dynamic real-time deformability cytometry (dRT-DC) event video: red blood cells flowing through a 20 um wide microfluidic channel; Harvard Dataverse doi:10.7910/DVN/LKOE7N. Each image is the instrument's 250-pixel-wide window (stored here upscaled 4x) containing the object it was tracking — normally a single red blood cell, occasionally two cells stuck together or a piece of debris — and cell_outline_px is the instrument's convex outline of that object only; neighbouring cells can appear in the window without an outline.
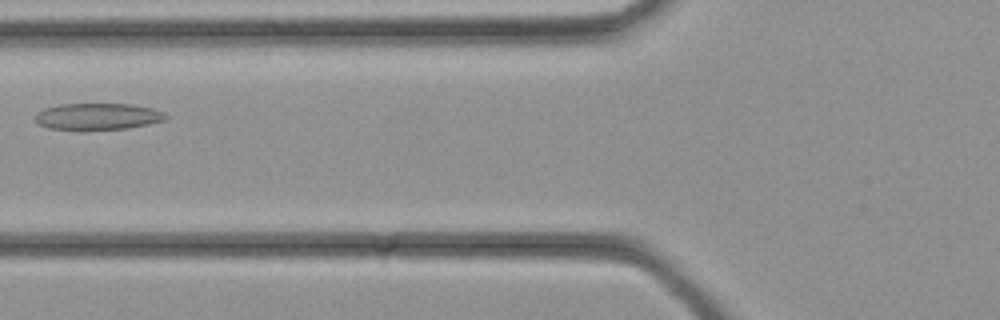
{"species": "common noctule bat (a hibernating species)", "species_latin": "Nyctalus noctula", "temperature_condition": "cold", "stored_images_in_passage": 30, "camera_frame_rate_fps": 3000, "um_per_image_px": 0.085, "animal": {"sex": "female", "body_mass_g": 21.9}, "frame": {"image": 1, "passage_image": 9, "time_ms": 2.667, "image_size_px": [1000, 320], "cell_outline_px": [[168, 116], [164, 120], [148, 124], [128, 128], [84, 132], [48, 128], [40, 124], [36, 120], [36, 112], [44, 108], [60, 104], [132, 104], [152, 108], [164, 112]], "centroid_in_image_um": [8.28, 9.93], "position_along_channel_um": 117.5, "area_um2": 20.81}}
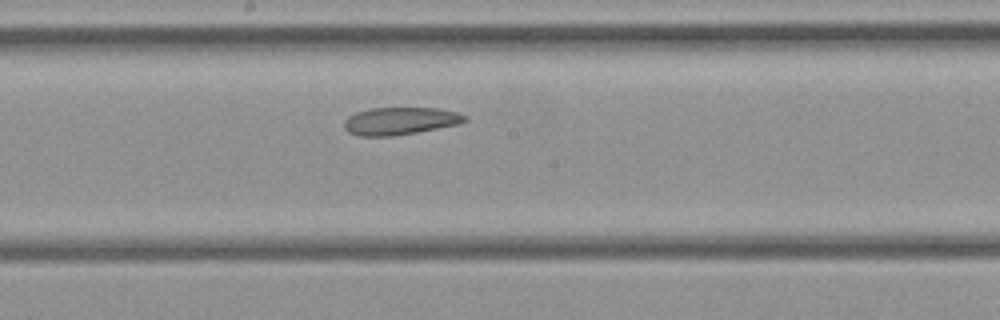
{"frame": {"image": 2, "passage_image": 14, "time_ms": 4.333, "image_size_px": [1000, 320], "cell_outline_px": [[468, 120], [460, 124], [416, 132], [392, 136], [360, 136], [348, 132], [344, 128], [344, 120], [348, 116], [356, 112], [372, 108], [440, 108], [456, 112], [468, 116]], "centroid_in_image_um": [34.02, 10.28], "position_along_channel_um": 214.2, "area_um2": 19.42}}
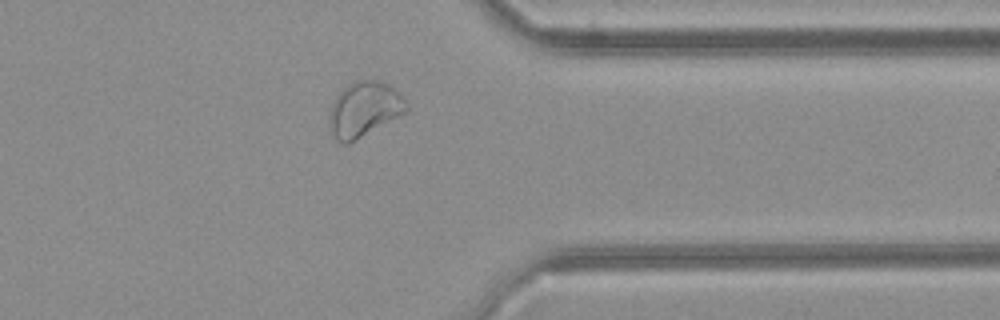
{"frame": {"image": 3, "passage_image": 23, "time_ms": 7.333, "image_size_px": [1000, 320], "cell_outline_px": [[408, 108], [404, 112], [348, 144], [340, 144], [336, 140], [328, 124], [328, 120], [332, 100], [348, 84], [356, 80], [376, 80], [388, 84], [408, 104]], "centroid_in_image_um": [30.88, 9.29], "position_along_channel_um": 380.5, "area_um2": 24.22}}